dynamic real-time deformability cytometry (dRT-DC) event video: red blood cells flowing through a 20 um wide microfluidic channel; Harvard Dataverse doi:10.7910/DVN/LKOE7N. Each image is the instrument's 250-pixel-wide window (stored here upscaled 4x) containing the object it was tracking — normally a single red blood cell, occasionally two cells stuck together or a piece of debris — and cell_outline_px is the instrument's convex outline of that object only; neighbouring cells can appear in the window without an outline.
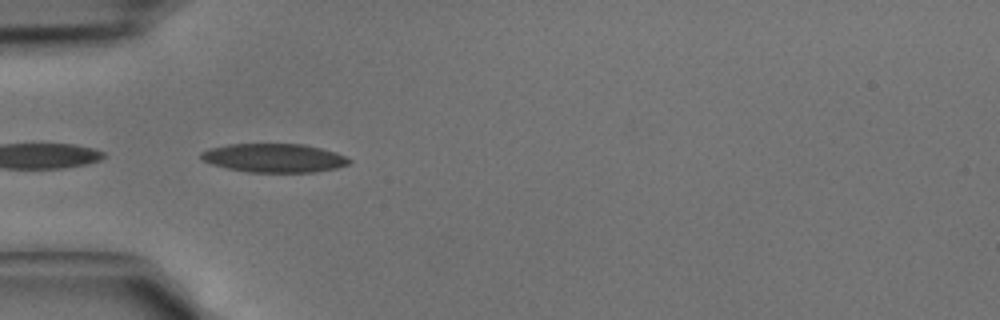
{"species": "common noctule bat (a hibernating species)", "species_latin": "Nyctalus noctula", "temperature_condition": "cold", "stored_images_in_passage": 29, "camera_frame_rate_fps": 3000, "um_per_image_px": 0.085, "animal": {"sex": "male", "body_mass_g": 15.6}, "frame": {"image": 1, "passage_image": 10, "time_ms": 3.0, "image_size_px": [1000, 320], "cell_outline_px": [[352, 160], [348, 164], [336, 168], [312, 172], [248, 172], [228, 168], [212, 164], [204, 160], [200, 156], [200, 152], [208, 148], [228, 144], [304, 144], [336, 152]], "centroid_in_image_um": [23.28, 13.42], "position_along_channel_um": 61.7, "area_um2": 24.68}}